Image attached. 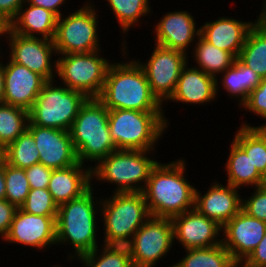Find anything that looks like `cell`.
Listing matches in <instances>:
<instances>
[{
  "mask_svg": "<svg viewBox=\"0 0 266 267\" xmlns=\"http://www.w3.org/2000/svg\"><path fill=\"white\" fill-rule=\"evenodd\" d=\"M186 164L182 157L153 168L142 191L151 216L172 218L194 208L196 187L186 179Z\"/></svg>",
  "mask_w": 266,
  "mask_h": 267,
  "instance_id": "6da1fadb",
  "label": "cell"
},
{
  "mask_svg": "<svg viewBox=\"0 0 266 267\" xmlns=\"http://www.w3.org/2000/svg\"><path fill=\"white\" fill-rule=\"evenodd\" d=\"M92 186L80 197L58 206L56 217V245H70L73 253L68 257L72 261L92 252L99 245L98 216H100L101 199L94 197ZM98 199V200H97ZM99 213V214H98ZM64 243V244H63Z\"/></svg>",
  "mask_w": 266,
  "mask_h": 267,
  "instance_id": "7a4b0ae2",
  "label": "cell"
},
{
  "mask_svg": "<svg viewBox=\"0 0 266 267\" xmlns=\"http://www.w3.org/2000/svg\"><path fill=\"white\" fill-rule=\"evenodd\" d=\"M126 61H112L98 99L108 110L164 112V104L152 93L146 75L136 59Z\"/></svg>",
  "mask_w": 266,
  "mask_h": 267,
  "instance_id": "3957f363",
  "label": "cell"
},
{
  "mask_svg": "<svg viewBox=\"0 0 266 267\" xmlns=\"http://www.w3.org/2000/svg\"><path fill=\"white\" fill-rule=\"evenodd\" d=\"M109 110L98 98H87L69 130L78 162L98 163L117 150L109 131Z\"/></svg>",
  "mask_w": 266,
  "mask_h": 267,
  "instance_id": "277c9868",
  "label": "cell"
},
{
  "mask_svg": "<svg viewBox=\"0 0 266 267\" xmlns=\"http://www.w3.org/2000/svg\"><path fill=\"white\" fill-rule=\"evenodd\" d=\"M149 153L155 155L154 151L117 149L95 166L92 164V181L96 179L100 184L116 185L112 192H142L151 171L159 162Z\"/></svg>",
  "mask_w": 266,
  "mask_h": 267,
  "instance_id": "5b68a950",
  "label": "cell"
},
{
  "mask_svg": "<svg viewBox=\"0 0 266 267\" xmlns=\"http://www.w3.org/2000/svg\"><path fill=\"white\" fill-rule=\"evenodd\" d=\"M101 198L102 244L127 246L136 231L151 217L142 192H114Z\"/></svg>",
  "mask_w": 266,
  "mask_h": 267,
  "instance_id": "8992f818",
  "label": "cell"
},
{
  "mask_svg": "<svg viewBox=\"0 0 266 267\" xmlns=\"http://www.w3.org/2000/svg\"><path fill=\"white\" fill-rule=\"evenodd\" d=\"M109 131L117 149L155 151L169 126L164 112L109 110Z\"/></svg>",
  "mask_w": 266,
  "mask_h": 267,
  "instance_id": "52a82bcc",
  "label": "cell"
},
{
  "mask_svg": "<svg viewBox=\"0 0 266 267\" xmlns=\"http://www.w3.org/2000/svg\"><path fill=\"white\" fill-rule=\"evenodd\" d=\"M55 82V83H54ZM87 97L56 80L47 81L29 112L33 125L69 131Z\"/></svg>",
  "mask_w": 266,
  "mask_h": 267,
  "instance_id": "ba28073f",
  "label": "cell"
},
{
  "mask_svg": "<svg viewBox=\"0 0 266 267\" xmlns=\"http://www.w3.org/2000/svg\"><path fill=\"white\" fill-rule=\"evenodd\" d=\"M91 1L80 9L57 18L54 46L57 55L90 53L102 50L98 27V9ZM98 25V26H97Z\"/></svg>",
  "mask_w": 266,
  "mask_h": 267,
  "instance_id": "9c48e42d",
  "label": "cell"
},
{
  "mask_svg": "<svg viewBox=\"0 0 266 267\" xmlns=\"http://www.w3.org/2000/svg\"><path fill=\"white\" fill-rule=\"evenodd\" d=\"M56 74L63 85L83 93L87 98H98L107 71L112 64L103 58L101 51L57 55Z\"/></svg>",
  "mask_w": 266,
  "mask_h": 267,
  "instance_id": "30bf717a",
  "label": "cell"
},
{
  "mask_svg": "<svg viewBox=\"0 0 266 267\" xmlns=\"http://www.w3.org/2000/svg\"><path fill=\"white\" fill-rule=\"evenodd\" d=\"M171 218L151 216L127 245L134 267H154L166 257L174 243Z\"/></svg>",
  "mask_w": 266,
  "mask_h": 267,
  "instance_id": "8fae6325",
  "label": "cell"
},
{
  "mask_svg": "<svg viewBox=\"0 0 266 267\" xmlns=\"http://www.w3.org/2000/svg\"><path fill=\"white\" fill-rule=\"evenodd\" d=\"M147 62L137 59L143 69L152 93L163 104L173 94L182 69L188 64L189 55L155 44Z\"/></svg>",
  "mask_w": 266,
  "mask_h": 267,
  "instance_id": "7c38bea8",
  "label": "cell"
},
{
  "mask_svg": "<svg viewBox=\"0 0 266 267\" xmlns=\"http://www.w3.org/2000/svg\"><path fill=\"white\" fill-rule=\"evenodd\" d=\"M5 35L10 48L8 55L13 62L27 67L46 81L55 80L57 62L56 58L54 61L52 58L57 53L53 40L18 35L9 28Z\"/></svg>",
  "mask_w": 266,
  "mask_h": 267,
  "instance_id": "4fadbf2b",
  "label": "cell"
},
{
  "mask_svg": "<svg viewBox=\"0 0 266 267\" xmlns=\"http://www.w3.org/2000/svg\"><path fill=\"white\" fill-rule=\"evenodd\" d=\"M266 233V222L249 216L242 209L222 227V244L240 266Z\"/></svg>",
  "mask_w": 266,
  "mask_h": 267,
  "instance_id": "5bb4252c",
  "label": "cell"
},
{
  "mask_svg": "<svg viewBox=\"0 0 266 267\" xmlns=\"http://www.w3.org/2000/svg\"><path fill=\"white\" fill-rule=\"evenodd\" d=\"M56 217L34 215L18 208L3 241L40 251L56 245Z\"/></svg>",
  "mask_w": 266,
  "mask_h": 267,
  "instance_id": "9a60e30c",
  "label": "cell"
},
{
  "mask_svg": "<svg viewBox=\"0 0 266 267\" xmlns=\"http://www.w3.org/2000/svg\"><path fill=\"white\" fill-rule=\"evenodd\" d=\"M27 130L35 140L39 163L45 167L61 169L78 163L69 131L41 127L30 122Z\"/></svg>",
  "mask_w": 266,
  "mask_h": 267,
  "instance_id": "2e32d148",
  "label": "cell"
},
{
  "mask_svg": "<svg viewBox=\"0 0 266 267\" xmlns=\"http://www.w3.org/2000/svg\"><path fill=\"white\" fill-rule=\"evenodd\" d=\"M174 241L187 250L206 248L222 243V227L195 208L171 218ZM220 237V238H219Z\"/></svg>",
  "mask_w": 266,
  "mask_h": 267,
  "instance_id": "e0dca14e",
  "label": "cell"
},
{
  "mask_svg": "<svg viewBox=\"0 0 266 267\" xmlns=\"http://www.w3.org/2000/svg\"><path fill=\"white\" fill-rule=\"evenodd\" d=\"M8 60L4 64L3 103L29 111L47 81L27 67Z\"/></svg>",
  "mask_w": 266,
  "mask_h": 267,
  "instance_id": "ac0fdd59",
  "label": "cell"
},
{
  "mask_svg": "<svg viewBox=\"0 0 266 267\" xmlns=\"http://www.w3.org/2000/svg\"><path fill=\"white\" fill-rule=\"evenodd\" d=\"M163 15L153 26L155 44L188 54L190 46L193 47V42L200 35L194 16L187 10H175Z\"/></svg>",
  "mask_w": 266,
  "mask_h": 267,
  "instance_id": "d6986e66",
  "label": "cell"
},
{
  "mask_svg": "<svg viewBox=\"0 0 266 267\" xmlns=\"http://www.w3.org/2000/svg\"><path fill=\"white\" fill-rule=\"evenodd\" d=\"M212 183L203 195L195 188L194 208L223 227L242 209V197L239 189L230 184L217 180Z\"/></svg>",
  "mask_w": 266,
  "mask_h": 267,
  "instance_id": "ffe728a7",
  "label": "cell"
},
{
  "mask_svg": "<svg viewBox=\"0 0 266 267\" xmlns=\"http://www.w3.org/2000/svg\"><path fill=\"white\" fill-rule=\"evenodd\" d=\"M194 66L190 67L188 62L182 69L175 90L167 103L172 101L178 104L203 105L217 99V80Z\"/></svg>",
  "mask_w": 266,
  "mask_h": 267,
  "instance_id": "44dd1931",
  "label": "cell"
},
{
  "mask_svg": "<svg viewBox=\"0 0 266 267\" xmlns=\"http://www.w3.org/2000/svg\"><path fill=\"white\" fill-rule=\"evenodd\" d=\"M254 25L255 22L253 21L246 22L241 19L220 16L216 20L207 21L200 26V35L207 42L238 58L247 35Z\"/></svg>",
  "mask_w": 266,
  "mask_h": 267,
  "instance_id": "7402d4cb",
  "label": "cell"
},
{
  "mask_svg": "<svg viewBox=\"0 0 266 267\" xmlns=\"http://www.w3.org/2000/svg\"><path fill=\"white\" fill-rule=\"evenodd\" d=\"M85 165L78 162L66 168L53 169L47 189L58 206L80 197L92 186L91 164Z\"/></svg>",
  "mask_w": 266,
  "mask_h": 267,
  "instance_id": "603a6c76",
  "label": "cell"
},
{
  "mask_svg": "<svg viewBox=\"0 0 266 267\" xmlns=\"http://www.w3.org/2000/svg\"><path fill=\"white\" fill-rule=\"evenodd\" d=\"M57 18L50 10L25 2L8 28L18 35L54 40Z\"/></svg>",
  "mask_w": 266,
  "mask_h": 267,
  "instance_id": "cb8c5ba5",
  "label": "cell"
},
{
  "mask_svg": "<svg viewBox=\"0 0 266 267\" xmlns=\"http://www.w3.org/2000/svg\"><path fill=\"white\" fill-rule=\"evenodd\" d=\"M217 80V95H219V87H223V91L233 99H237L241 105L247 100L249 94L259 86L262 77L256 74L251 68L244 65L238 58L234 64L226 69ZM221 83V85H219ZM232 96V97H231Z\"/></svg>",
  "mask_w": 266,
  "mask_h": 267,
  "instance_id": "d4e9b609",
  "label": "cell"
},
{
  "mask_svg": "<svg viewBox=\"0 0 266 267\" xmlns=\"http://www.w3.org/2000/svg\"><path fill=\"white\" fill-rule=\"evenodd\" d=\"M229 156L226 159L225 171L227 175V184L235 188L244 186H261V173L245 153V151L233 140L230 142Z\"/></svg>",
  "mask_w": 266,
  "mask_h": 267,
  "instance_id": "484cf974",
  "label": "cell"
},
{
  "mask_svg": "<svg viewBox=\"0 0 266 267\" xmlns=\"http://www.w3.org/2000/svg\"><path fill=\"white\" fill-rule=\"evenodd\" d=\"M196 44H193L191 54L196 63L195 68L204 73L219 78V74L232 66L236 57L228 51L221 50L213 44L207 42L201 35L197 38Z\"/></svg>",
  "mask_w": 266,
  "mask_h": 267,
  "instance_id": "4316f807",
  "label": "cell"
},
{
  "mask_svg": "<svg viewBox=\"0 0 266 267\" xmlns=\"http://www.w3.org/2000/svg\"><path fill=\"white\" fill-rule=\"evenodd\" d=\"M233 140L245 151L262 174L266 168V127L251 126L243 121Z\"/></svg>",
  "mask_w": 266,
  "mask_h": 267,
  "instance_id": "83f0119b",
  "label": "cell"
},
{
  "mask_svg": "<svg viewBox=\"0 0 266 267\" xmlns=\"http://www.w3.org/2000/svg\"><path fill=\"white\" fill-rule=\"evenodd\" d=\"M185 257L171 267H238L230 252L221 243L206 248H191Z\"/></svg>",
  "mask_w": 266,
  "mask_h": 267,
  "instance_id": "f1b7e54d",
  "label": "cell"
},
{
  "mask_svg": "<svg viewBox=\"0 0 266 267\" xmlns=\"http://www.w3.org/2000/svg\"><path fill=\"white\" fill-rule=\"evenodd\" d=\"M238 59L262 78H266V30L254 25Z\"/></svg>",
  "mask_w": 266,
  "mask_h": 267,
  "instance_id": "f546056e",
  "label": "cell"
},
{
  "mask_svg": "<svg viewBox=\"0 0 266 267\" xmlns=\"http://www.w3.org/2000/svg\"><path fill=\"white\" fill-rule=\"evenodd\" d=\"M29 112L23 108L0 104V152L27 130Z\"/></svg>",
  "mask_w": 266,
  "mask_h": 267,
  "instance_id": "4dcf8cb0",
  "label": "cell"
},
{
  "mask_svg": "<svg viewBox=\"0 0 266 267\" xmlns=\"http://www.w3.org/2000/svg\"><path fill=\"white\" fill-rule=\"evenodd\" d=\"M100 247L80 256L77 262L84 267H134L128 246L102 244Z\"/></svg>",
  "mask_w": 266,
  "mask_h": 267,
  "instance_id": "1f68e13d",
  "label": "cell"
},
{
  "mask_svg": "<svg viewBox=\"0 0 266 267\" xmlns=\"http://www.w3.org/2000/svg\"><path fill=\"white\" fill-rule=\"evenodd\" d=\"M0 157L7 164L22 169L39 163V151L32 134L28 130L1 151Z\"/></svg>",
  "mask_w": 266,
  "mask_h": 267,
  "instance_id": "d6a6232c",
  "label": "cell"
},
{
  "mask_svg": "<svg viewBox=\"0 0 266 267\" xmlns=\"http://www.w3.org/2000/svg\"><path fill=\"white\" fill-rule=\"evenodd\" d=\"M110 6L115 19H117L122 31V39L127 34L130 28L135 27V24L142 23L141 17L150 16V0H106ZM150 14V15H149ZM140 21V22H139Z\"/></svg>",
  "mask_w": 266,
  "mask_h": 267,
  "instance_id": "836d02e7",
  "label": "cell"
},
{
  "mask_svg": "<svg viewBox=\"0 0 266 267\" xmlns=\"http://www.w3.org/2000/svg\"><path fill=\"white\" fill-rule=\"evenodd\" d=\"M5 199L20 208L31 190L25 170L13 167L4 161Z\"/></svg>",
  "mask_w": 266,
  "mask_h": 267,
  "instance_id": "e575fe53",
  "label": "cell"
},
{
  "mask_svg": "<svg viewBox=\"0 0 266 267\" xmlns=\"http://www.w3.org/2000/svg\"><path fill=\"white\" fill-rule=\"evenodd\" d=\"M20 208L27 213L40 216H57L58 211V205L53 201L47 188L31 189Z\"/></svg>",
  "mask_w": 266,
  "mask_h": 267,
  "instance_id": "d590c367",
  "label": "cell"
},
{
  "mask_svg": "<svg viewBox=\"0 0 266 267\" xmlns=\"http://www.w3.org/2000/svg\"><path fill=\"white\" fill-rule=\"evenodd\" d=\"M254 189L247 199L242 198V210L249 216L266 222V187Z\"/></svg>",
  "mask_w": 266,
  "mask_h": 267,
  "instance_id": "8d00e7d4",
  "label": "cell"
},
{
  "mask_svg": "<svg viewBox=\"0 0 266 267\" xmlns=\"http://www.w3.org/2000/svg\"><path fill=\"white\" fill-rule=\"evenodd\" d=\"M247 112L260 116L266 120V78H262L259 86L255 88L247 97V100L241 105ZM260 127H266L261 124Z\"/></svg>",
  "mask_w": 266,
  "mask_h": 267,
  "instance_id": "74e56055",
  "label": "cell"
},
{
  "mask_svg": "<svg viewBox=\"0 0 266 267\" xmlns=\"http://www.w3.org/2000/svg\"><path fill=\"white\" fill-rule=\"evenodd\" d=\"M24 170L31 189L48 188L53 169L45 167L41 163H36Z\"/></svg>",
  "mask_w": 266,
  "mask_h": 267,
  "instance_id": "f35d334b",
  "label": "cell"
},
{
  "mask_svg": "<svg viewBox=\"0 0 266 267\" xmlns=\"http://www.w3.org/2000/svg\"><path fill=\"white\" fill-rule=\"evenodd\" d=\"M17 207L6 199L0 200V238L4 239L9 231L10 225L17 211Z\"/></svg>",
  "mask_w": 266,
  "mask_h": 267,
  "instance_id": "ab89813d",
  "label": "cell"
},
{
  "mask_svg": "<svg viewBox=\"0 0 266 267\" xmlns=\"http://www.w3.org/2000/svg\"><path fill=\"white\" fill-rule=\"evenodd\" d=\"M241 267H266V233L257 247L240 265Z\"/></svg>",
  "mask_w": 266,
  "mask_h": 267,
  "instance_id": "60d3db41",
  "label": "cell"
},
{
  "mask_svg": "<svg viewBox=\"0 0 266 267\" xmlns=\"http://www.w3.org/2000/svg\"><path fill=\"white\" fill-rule=\"evenodd\" d=\"M25 2L26 0H0V18L9 25Z\"/></svg>",
  "mask_w": 266,
  "mask_h": 267,
  "instance_id": "b9f144b4",
  "label": "cell"
},
{
  "mask_svg": "<svg viewBox=\"0 0 266 267\" xmlns=\"http://www.w3.org/2000/svg\"><path fill=\"white\" fill-rule=\"evenodd\" d=\"M66 1L67 0H26L28 4H32L50 10L57 17H61L62 15H64L61 13L62 12L61 6L65 4Z\"/></svg>",
  "mask_w": 266,
  "mask_h": 267,
  "instance_id": "7bdbcfd3",
  "label": "cell"
},
{
  "mask_svg": "<svg viewBox=\"0 0 266 267\" xmlns=\"http://www.w3.org/2000/svg\"><path fill=\"white\" fill-rule=\"evenodd\" d=\"M262 9H260V14L257 19L254 21L255 25L266 30V0L262 2Z\"/></svg>",
  "mask_w": 266,
  "mask_h": 267,
  "instance_id": "ee69618b",
  "label": "cell"
},
{
  "mask_svg": "<svg viewBox=\"0 0 266 267\" xmlns=\"http://www.w3.org/2000/svg\"><path fill=\"white\" fill-rule=\"evenodd\" d=\"M5 193L4 160L0 157V200L5 199Z\"/></svg>",
  "mask_w": 266,
  "mask_h": 267,
  "instance_id": "f6af8a7d",
  "label": "cell"
},
{
  "mask_svg": "<svg viewBox=\"0 0 266 267\" xmlns=\"http://www.w3.org/2000/svg\"><path fill=\"white\" fill-rule=\"evenodd\" d=\"M3 53H0V59H2L3 56H1ZM1 61V60H0ZM4 63L3 60L0 62V104L3 103V97H4Z\"/></svg>",
  "mask_w": 266,
  "mask_h": 267,
  "instance_id": "bcb514c9",
  "label": "cell"
},
{
  "mask_svg": "<svg viewBox=\"0 0 266 267\" xmlns=\"http://www.w3.org/2000/svg\"><path fill=\"white\" fill-rule=\"evenodd\" d=\"M8 29V24L5 23L1 18H0V39L3 36V39H5V34ZM1 47H0V53H1Z\"/></svg>",
  "mask_w": 266,
  "mask_h": 267,
  "instance_id": "7dc6e473",
  "label": "cell"
},
{
  "mask_svg": "<svg viewBox=\"0 0 266 267\" xmlns=\"http://www.w3.org/2000/svg\"><path fill=\"white\" fill-rule=\"evenodd\" d=\"M261 186L266 187V168L261 174Z\"/></svg>",
  "mask_w": 266,
  "mask_h": 267,
  "instance_id": "c3c4849f",
  "label": "cell"
}]
</instances>
